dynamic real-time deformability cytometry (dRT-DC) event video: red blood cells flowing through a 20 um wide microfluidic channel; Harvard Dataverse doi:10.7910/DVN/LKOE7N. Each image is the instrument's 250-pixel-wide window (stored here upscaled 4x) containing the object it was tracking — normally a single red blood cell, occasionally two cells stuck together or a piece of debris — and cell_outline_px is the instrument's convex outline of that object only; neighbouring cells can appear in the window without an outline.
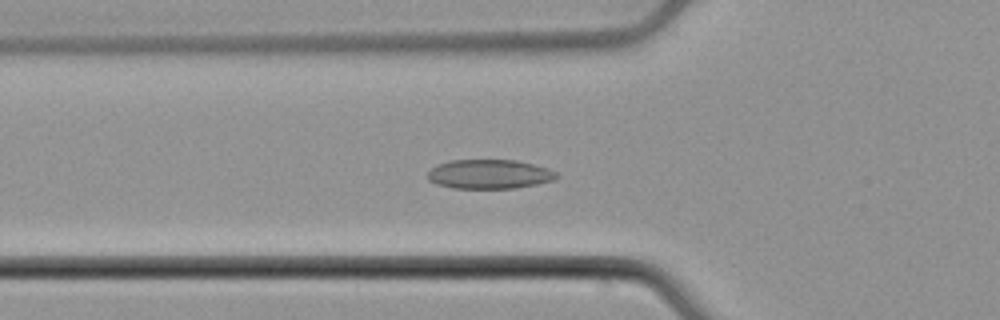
{"species": "common noctule bat (a hibernating species)", "species_latin": "Nyctalus noctula", "temperature_condition": "cold", "stored_images_in_passage": 56, "camera_frame_rate_fps": 3000, "um_per_image_px": 0.085, "animal": {"sex": "male", "body_mass_g": 21.5, "forearm_length_mm": 52.0}, "frame": {"image": 1, "passage_image": 21, "time_ms": 6.667, "image_size_px": [1000, 320], "cell_outline_px": [[560, 176], [556, 180], [516, 188], [452, 188], [436, 184], [428, 180], [428, 172], [432, 168], [448, 160], [516, 160], [532, 164], [556, 172]], "centroid_in_image_um": [41.59, 14.81], "position_along_channel_um": 84.2, "area_um2": 21.91}}
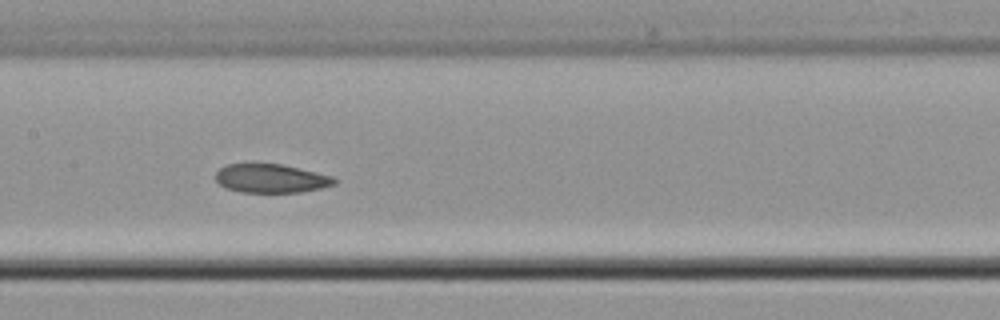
{"frame": {"image": 2, "passage_image": 29, "time_ms": 9.333, "image_size_px": [1000, 320], "cell_outline_px": [[336, 184], [320, 188], [300, 192], [240, 192], [224, 188], [216, 180], [216, 172], [220, 168], [228, 164], [280, 164], [332, 176], [336, 180]], "centroid_in_image_um": [23.01, 15.17], "position_along_channel_um": 184.4, "area_um2": 19.65}}
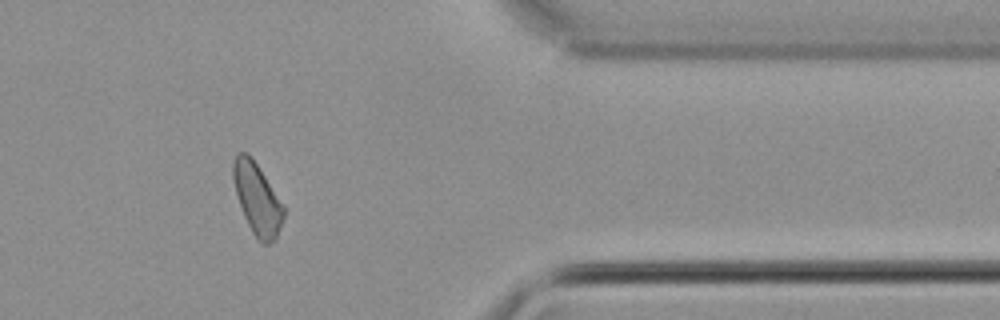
{"frame": {"image": 3, "passage_image": 47, "time_ms": 15.333, "image_size_px": [1000, 320], "cell_outline_px": [[284, 216], [276, 240], [268, 244], [264, 244], [252, 232], [244, 216], [232, 180], [232, 164], [236, 152], [248, 152], [264, 176], [284, 208]], "centroid_in_image_um": [21.83, 16.89], "position_along_channel_um": 389.6, "area_um2": 20.52}, "authors_computed_cell_mechanics": {"area_um2": 21.6461, "velocity_mm_per_s": 3.7592, "shape_relaxation_time_tau1_ms": null, "shape_relaxation_time_tau2_ms": 7.0123, "deformation_change_tau1": null, "deformation_change_tau2": 0.1238}}